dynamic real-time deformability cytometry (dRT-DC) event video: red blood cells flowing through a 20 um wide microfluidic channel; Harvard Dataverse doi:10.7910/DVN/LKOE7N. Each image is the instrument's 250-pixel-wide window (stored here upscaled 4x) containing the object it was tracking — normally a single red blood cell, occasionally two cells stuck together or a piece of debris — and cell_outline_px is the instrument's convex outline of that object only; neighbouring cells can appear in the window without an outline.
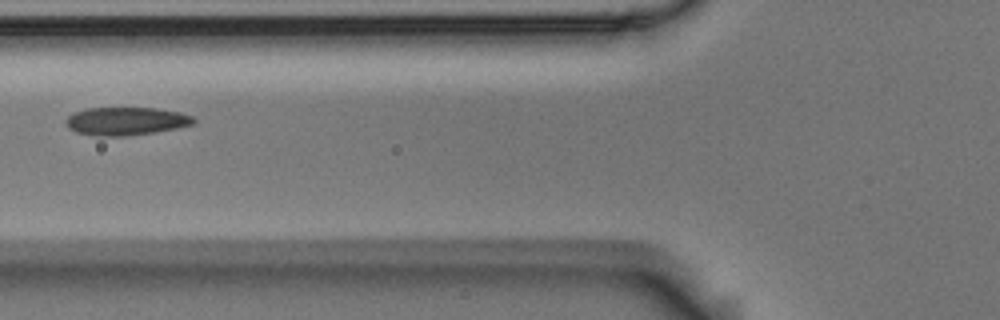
{"species": "Egyptian fruit bat (a non-hibernating species)", "species_latin": "Rousettus aegyptiacus", "temperature_condition": "room temperature", "stored_images_in_passage": 5, "camera_frame_rate_fps": 3000, "um_per_image_px": 0.085, "animal": {"sex": "male"}, "frame": {"image": 1, "passage_image": 5, "time_ms": 1.333, "image_size_px": [1000, 320], "cell_outline_px": [[196, 120], [192, 124], [176, 128], [128, 136], [96, 136], [76, 132], [68, 128], [64, 120], [72, 112], [88, 108], [156, 108], [180, 112], [192, 116]], "centroid_in_image_um": [10.66, 10.29], "position_along_channel_um": 115.1, "area_um2": 20.92}}